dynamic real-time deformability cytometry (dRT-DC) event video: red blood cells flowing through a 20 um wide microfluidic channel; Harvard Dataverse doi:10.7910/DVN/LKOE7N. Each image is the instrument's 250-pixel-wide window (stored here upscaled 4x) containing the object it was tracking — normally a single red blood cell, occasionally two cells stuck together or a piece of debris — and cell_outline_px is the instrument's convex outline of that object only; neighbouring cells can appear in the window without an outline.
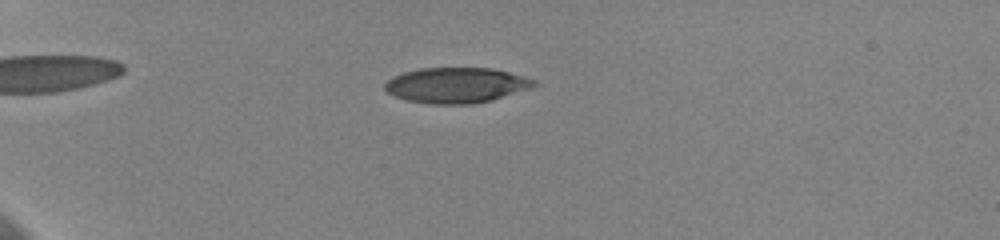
{"species": "human", "species_latin": "Homo sapiens", "temperature_condition": "cold", "stored_images_in_passage": 71, "camera_frame_rate_fps": 3000, "um_per_image_px": 0.085, "donor": {"sex": "female"}, "frame": {"image": 1, "passage_image": 10, "time_ms": 2.333, "image_size_px": [1000, 240], "cell_outline_px": [[540, 84], [532, 88], [492, 100], [472, 104], [432, 104], [404, 100], [388, 92], [384, 88], [384, 84], [392, 76], [404, 72], [420, 68], [492, 68], [524, 76], [536, 80]], "centroid_in_image_um": [38.81, 7.24], "position_along_channel_um": 46.2, "area_um2": 30.98}}
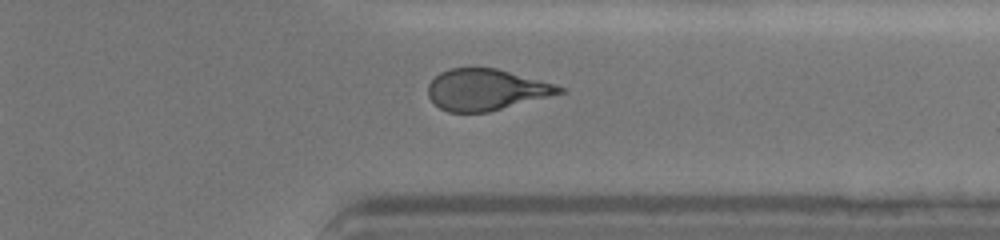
{"frame": {"image": 2, "passage_image": 49, "time_ms": 12.667, "image_size_px": [1000, 240], "cell_outline_px": [[564, 92], [488, 112], [448, 112], [440, 108], [428, 96], [428, 84], [440, 72], [452, 68], [496, 68], [552, 84], [564, 88]], "centroid_in_image_um": [41.26, 7.63], "position_along_channel_um": 370.1, "area_um2": 30.92}}
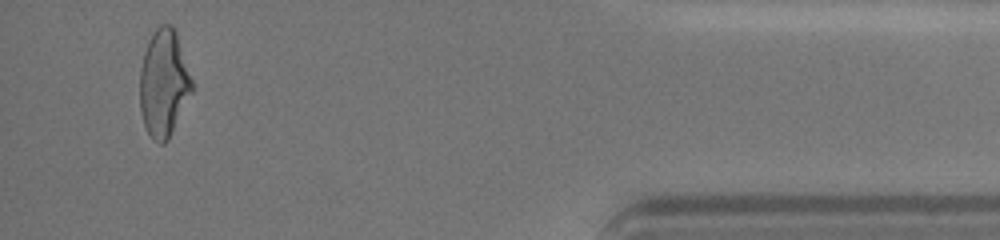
{"frame": {"image": 3, "passage_image": 65, "time_ms": 15.333, "image_size_px": [1000, 240], "cell_outline_px": [[192, 92], [168, 140], [164, 144], [160, 144], [152, 140], [144, 124], [140, 112], [140, 68], [144, 52], [148, 40], [152, 32], [160, 24], [172, 24], [176, 32], [192, 80]], "centroid_in_image_um": [13.9, 7.08], "position_along_channel_um": 421.3, "area_um2": 32.54}, "authors_computed_cell_mechanics": {"area_um2": 32.368, "velocity_mm_per_s": 3.6004, "shape_relaxation_time_tau1_ms": 3.8799, "shape_relaxation_time_tau2_ms": 2.207, "deformation_change_tau1": 0.1627, "deformation_change_tau2": 0.1098}}